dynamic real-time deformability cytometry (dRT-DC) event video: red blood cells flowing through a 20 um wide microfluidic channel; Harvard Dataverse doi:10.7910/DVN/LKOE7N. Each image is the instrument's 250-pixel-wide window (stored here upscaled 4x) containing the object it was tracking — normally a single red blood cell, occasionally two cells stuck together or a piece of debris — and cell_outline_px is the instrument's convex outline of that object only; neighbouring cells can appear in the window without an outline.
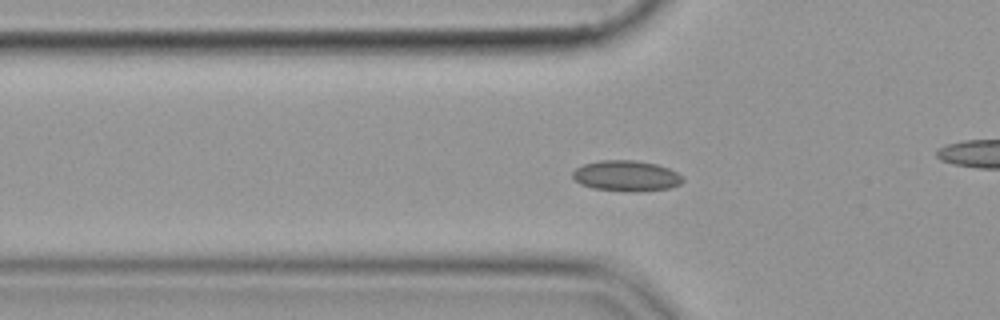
{"species": "common noctule bat (a hibernating species)", "species_latin": "Nyctalus noctula", "temperature_condition": "cold", "stored_images_in_passage": 56, "camera_frame_rate_fps": 3000, "um_per_image_px": 0.085, "animal": {"sex": "female", "body_mass_g": 19.9}, "frame": {"image": 1, "passage_image": 19, "time_ms": 6.0, "image_size_px": [1000, 320], "cell_outline_px": [[684, 180], [680, 184], [672, 188], [632, 192], [624, 192], [592, 188], [580, 184], [572, 176], [572, 172], [576, 168], [584, 164], [600, 160], [632, 160], [656, 164], [668, 168], [676, 172]], "centroid_in_image_um": [53.22, 14.96], "position_along_channel_um": 72.6, "area_um2": 19.77}}
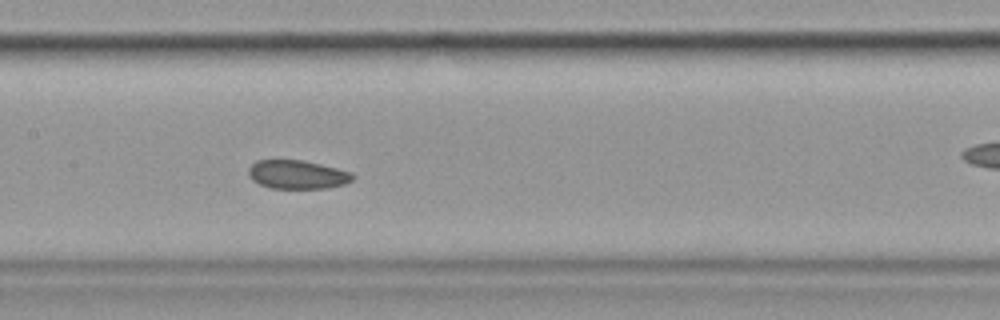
{"frame": {"image": 2, "passage_image": 28, "time_ms": 9.0, "image_size_px": [1000, 320], "cell_outline_px": [[356, 176], [352, 180], [344, 184], [328, 188], [272, 188], [260, 184], [252, 180], [248, 176], [248, 168], [256, 160], [304, 160], [352, 172]], "centroid_in_image_um": [25.27, 14.83], "position_along_channel_um": 182.1, "area_um2": 17.46}}
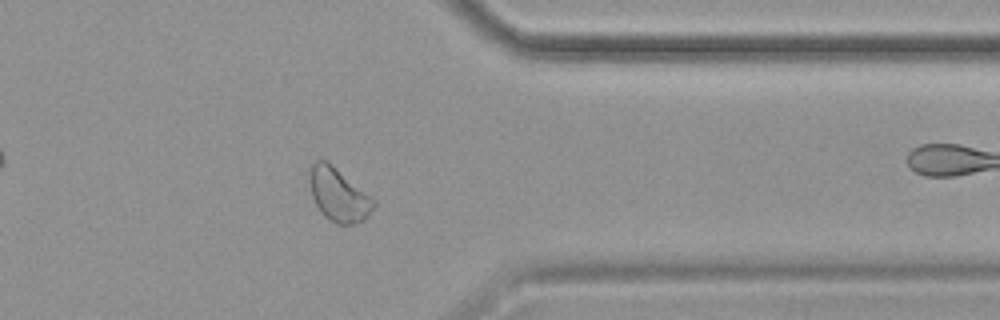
{"frame": {"image": 3, "passage_image": 45, "time_ms": 14.667, "image_size_px": [1000, 320], "cell_outline_px": [[376, 204], [368, 216], [364, 220], [352, 224], [336, 224], [324, 216], [320, 212], [312, 196], [308, 176], [308, 172], [312, 164], [316, 160], [328, 160], [376, 200]], "centroid_in_image_um": [28.77, 16.53], "position_along_channel_um": 382.6, "area_um2": 20.17}}